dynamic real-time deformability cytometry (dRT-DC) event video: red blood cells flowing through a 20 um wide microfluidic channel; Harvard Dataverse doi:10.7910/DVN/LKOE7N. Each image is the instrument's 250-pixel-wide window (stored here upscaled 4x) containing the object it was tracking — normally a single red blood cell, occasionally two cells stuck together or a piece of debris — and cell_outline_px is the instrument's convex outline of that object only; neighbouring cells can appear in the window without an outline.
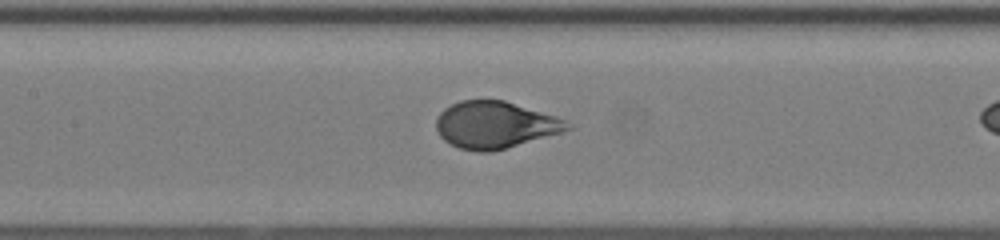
{"species": "human", "species_latin": "Homo sapiens", "temperature_condition": "room temperature", "stored_images_in_passage": 33, "camera_frame_rate_fps": 3000, "um_per_image_px": 0.085, "donor": {"sex": "female"}, "frame": {"image": 1, "passage_image": 28, "time_ms": 9.0, "image_size_px": [1000, 240], "cell_outline_px": [[576, 128], [564, 132], [492, 152], [476, 152], [460, 148], [444, 140], [440, 136], [436, 128], [436, 120], [440, 112], [444, 108], [460, 100], [504, 100], [556, 116], [572, 124]], "centroid_in_image_um": [42.11, 10.62], "position_along_channel_um": 165.3, "area_um2": 36.07}}